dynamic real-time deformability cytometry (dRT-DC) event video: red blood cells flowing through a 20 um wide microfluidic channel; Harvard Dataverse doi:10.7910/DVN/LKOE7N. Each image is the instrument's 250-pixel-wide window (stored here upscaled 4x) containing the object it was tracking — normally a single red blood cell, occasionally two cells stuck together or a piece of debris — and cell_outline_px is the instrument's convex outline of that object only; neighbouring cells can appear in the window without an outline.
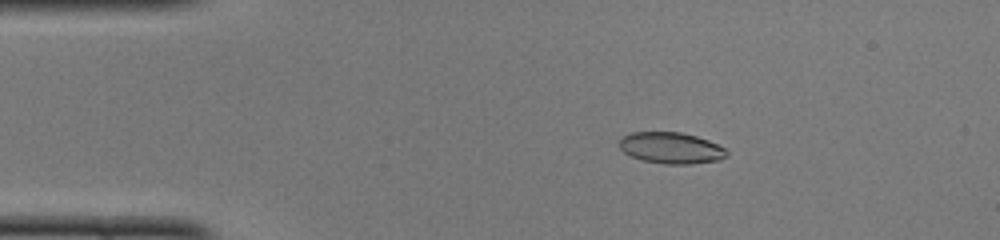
{"species": "common noctule bat (a hibernating species)", "species_latin": "Nyctalus noctula", "temperature_condition": "cold", "stored_images_in_passage": 49, "camera_frame_rate_fps": 3000, "um_per_image_px": 0.085, "animal": {"sex": "female", "body_mass_g": 22.0, "forearm_length_mm": 56.7}, "frame": {"image": 1, "passage_image": 9, "time_ms": 2.667, "image_size_px": [1000, 240], "cell_outline_px": [[728, 156], [720, 160], [692, 164], [664, 164], [640, 160], [624, 152], [620, 148], [620, 140], [624, 136], [632, 132], [680, 132], [696, 136], [708, 140], [724, 148], [728, 152]], "centroid_in_image_um": [57.06, 12.59], "position_along_channel_um": 27.9, "area_um2": 19.59}}
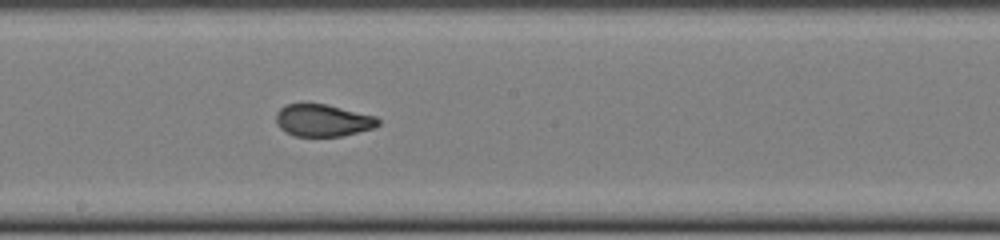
{"frame": {"image": 2, "passage_image": 27, "time_ms": 8.667, "image_size_px": [1000, 240], "cell_outline_px": [[380, 124], [376, 128], [344, 136], [296, 136], [284, 132], [280, 128], [276, 120], [276, 112], [280, 108], [288, 104], [324, 104], [376, 116], [380, 120]], "centroid_in_image_um": [27.47, 10.25], "position_along_channel_um": 220.7, "area_um2": 19.19}}
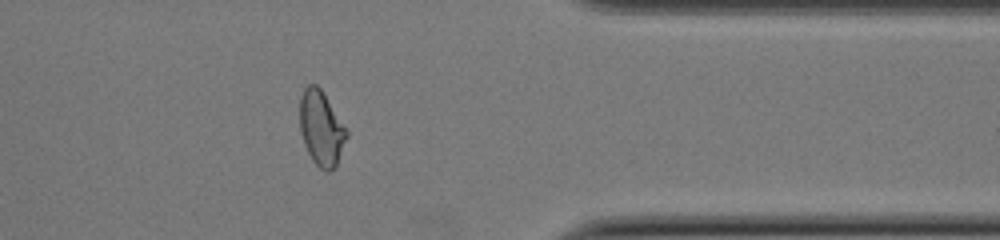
{"frame": {"image": 3, "passage_image": 40, "time_ms": 13.0, "image_size_px": [1000, 240], "cell_outline_px": [[348, 136], [336, 164], [328, 172], [320, 168], [312, 160], [304, 144], [300, 128], [300, 96], [304, 88], [308, 84], [316, 84], [320, 88], [348, 132]], "centroid_in_image_um": [27.29, 10.89], "position_along_channel_um": 384.1, "area_um2": 20.0}, "authors_computed_cell_mechanics": {"area_um2": 19.941, "velocity_mm_per_s": 4.0924, "shape_relaxation_time_tau1_ms": 9.2798, "shape_relaxation_time_tau2_ms": 0.7749, "deformation_change_tau1": 0.2635, "deformation_change_tau2": 0.0585}}